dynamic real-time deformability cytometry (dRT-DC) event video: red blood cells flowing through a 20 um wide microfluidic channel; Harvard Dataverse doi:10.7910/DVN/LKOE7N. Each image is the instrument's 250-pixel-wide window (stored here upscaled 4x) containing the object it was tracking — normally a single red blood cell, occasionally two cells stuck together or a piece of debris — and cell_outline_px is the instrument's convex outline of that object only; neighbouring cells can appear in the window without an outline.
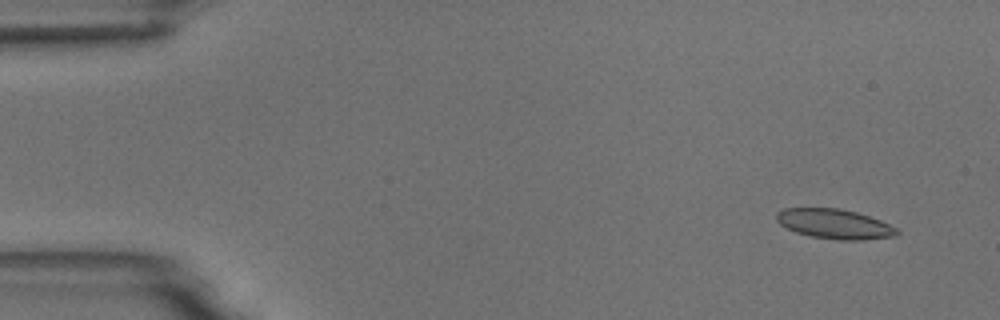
{"species": "common noctule bat (a hibernating species)", "species_latin": "Nyctalus noctula", "temperature_condition": "room temperature", "stored_images_in_passage": 6, "camera_frame_rate_fps": 3000, "um_per_image_px": 0.085, "animal": {"sex": "male", "body_mass_g": 18.8}, "frame": {"image": 1, "passage_image": 1, "time_ms": 0.0, "image_size_px": [1000, 320], "cell_outline_px": [[900, 232], [896, 236], [864, 240], [840, 240], [812, 236], [796, 232], [780, 224], [776, 220], [776, 212], [784, 208], [840, 208], [856, 212], [880, 220], [896, 228]], "centroid_in_image_um": [70.94, 19.03], "position_along_channel_um": 14.1, "area_um2": 20.81}}
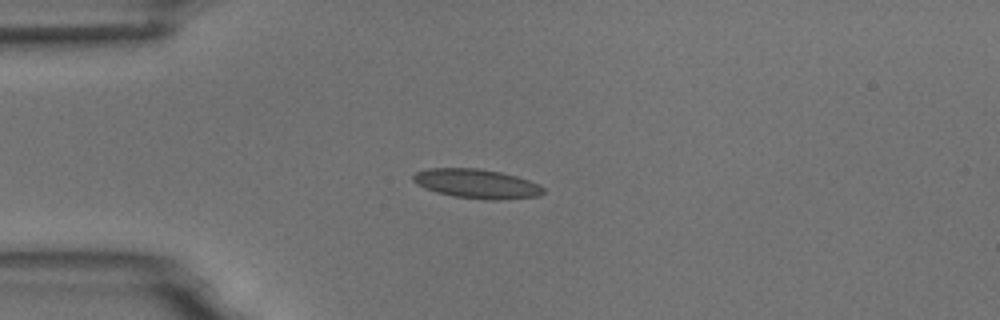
{"frame": {"image": 2, "passage_image": 4, "time_ms": 3.333, "image_size_px": [1000, 320], "cell_outline_px": [[544, 192], [540, 196], [500, 200], [484, 200], [452, 196], [436, 192], [424, 188], [416, 184], [412, 180], [412, 176], [416, 172], [428, 168], [480, 168], [500, 172], [516, 176], [540, 184], [544, 188]], "centroid_in_image_um": [40.52, 15.62], "position_along_channel_um": 44.5, "area_um2": 22.48}}
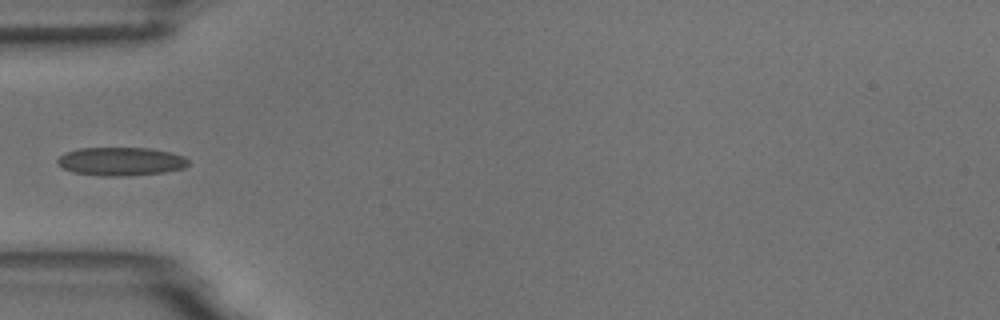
{"frame": {"image": 3, "passage_image": 5, "time_ms": 4.667, "image_size_px": [1000, 320], "cell_outline_px": [[188, 164], [184, 168], [164, 172], [128, 176], [100, 176], [72, 172], [56, 164], [56, 160], [64, 152], [80, 148], [148, 148], [172, 152], [184, 156], [188, 160]], "centroid_in_image_um": [10.25, 13.72], "position_along_channel_um": 74.7, "area_um2": 21.85}}